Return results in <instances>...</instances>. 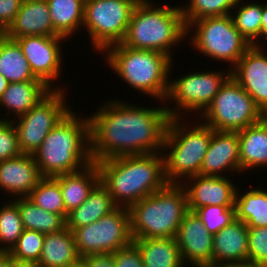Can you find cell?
Here are the masks:
<instances>
[{"label":"cell","instance_id":"obj_1","mask_svg":"<svg viewBox=\"0 0 267 267\" xmlns=\"http://www.w3.org/2000/svg\"><path fill=\"white\" fill-rule=\"evenodd\" d=\"M112 100L88 117L92 162L163 151L170 119L166 105L146 108Z\"/></svg>","mask_w":267,"mask_h":267},{"label":"cell","instance_id":"obj_2","mask_svg":"<svg viewBox=\"0 0 267 267\" xmlns=\"http://www.w3.org/2000/svg\"><path fill=\"white\" fill-rule=\"evenodd\" d=\"M100 183L118 207L132 204L162 190L167 184L163 153L120 156L96 162Z\"/></svg>","mask_w":267,"mask_h":267},{"label":"cell","instance_id":"obj_3","mask_svg":"<svg viewBox=\"0 0 267 267\" xmlns=\"http://www.w3.org/2000/svg\"><path fill=\"white\" fill-rule=\"evenodd\" d=\"M77 116L71 110L33 154L42 177L76 172L92 162L89 118Z\"/></svg>","mask_w":267,"mask_h":267},{"label":"cell","instance_id":"obj_4","mask_svg":"<svg viewBox=\"0 0 267 267\" xmlns=\"http://www.w3.org/2000/svg\"><path fill=\"white\" fill-rule=\"evenodd\" d=\"M160 6L150 0H140L132 12L122 44L162 52L172 59V46L187 38V27L180 7Z\"/></svg>","mask_w":267,"mask_h":267},{"label":"cell","instance_id":"obj_5","mask_svg":"<svg viewBox=\"0 0 267 267\" xmlns=\"http://www.w3.org/2000/svg\"><path fill=\"white\" fill-rule=\"evenodd\" d=\"M104 52L108 66L129 86L167 104L169 71L174 62L169 56L153 50L134 49L122 43Z\"/></svg>","mask_w":267,"mask_h":267},{"label":"cell","instance_id":"obj_6","mask_svg":"<svg viewBox=\"0 0 267 267\" xmlns=\"http://www.w3.org/2000/svg\"><path fill=\"white\" fill-rule=\"evenodd\" d=\"M128 209L132 239L173 238L188 212L187 193L181 184H167Z\"/></svg>","mask_w":267,"mask_h":267},{"label":"cell","instance_id":"obj_7","mask_svg":"<svg viewBox=\"0 0 267 267\" xmlns=\"http://www.w3.org/2000/svg\"><path fill=\"white\" fill-rule=\"evenodd\" d=\"M180 120L184 119H169L163 142L164 174L168 184H181L185 177L200 175L212 136V128L202 121L191 126ZM165 149H169L166 154Z\"/></svg>","mask_w":267,"mask_h":267},{"label":"cell","instance_id":"obj_8","mask_svg":"<svg viewBox=\"0 0 267 267\" xmlns=\"http://www.w3.org/2000/svg\"><path fill=\"white\" fill-rule=\"evenodd\" d=\"M198 116L213 130L238 132L259 122L265 115L252 97L230 76L211 104Z\"/></svg>","mask_w":267,"mask_h":267},{"label":"cell","instance_id":"obj_9","mask_svg":"<svg viewBox=\"0 0 267 267\" xmlns=\"http://www.w3.org/2000/svg\"><path fill=\"white\" fill-rule=\"evenodd\" d=\"M194 28L191 44L212 60L226 61L234 67L251 47L235 27L231 14L195 20L187 26V36Z\"/></svg>","mask_w":267,"mask_h":267},{"label":"cell","instance_id":"obj_10","mask_svg":"<svg viewBox=\"0 0 267 267\" xmlns=\"http://www.w3.org/2000/svg\"><path fill=\"white\" fill-rule=\"evenodd\" d=\"M140 0H85L84 22L92 47L104 51L125 38L132 12Z\"/></svg>","mask_w":267,"mask_h":267},{"label":"cell","instance_id":"obj_11","mask_svg":"<svg viewBox=\"0 0 267 267\" xmlns=\"http://www.w3.org/2000/svg\"><path fill=\"white\" fill-rule=\"evenodd\" d=\"M80 258L93 254L114 253L132 242L130 213L117 207L96 222L72 231Z\"/></svg>","mask_w":267,"mask_h":267},{"label":"cell","instance_id":"obj_12","mask_svg":"<svg viewBox=\"0 0 267 267\" xmlns=\"http://www.w3.org/2000/svg\"><path fill=\"white\" fill-rule=\"evenodd\" d=\"M59 87L17 120H10L22 154L33 155L49 132L71 111L65 101V89Z\"/></svg>","mask_w":267,"mask_h":267},{"label":"cell","instance_id":"obj_13","mask_svg":"<svg viewBox=\"0 0 267 267\" xmlns=\"http://www.w3.org/2000/svg\"><path fill=\"white\" fill-rule=\"evenodd\" d=\"M227 71H205L183 75L177 80L169 81V89L166 100H174L175 108L166 107L170 118L183 117L186 112L195 111L198 114L204 112L211 104L222 85L231 76V70ZM226 72V73H225ZM175 109V110H174ZM188 110V111H187ZM181 113L183 115H181ZM180 115V116H179Z\"/></svg>","mask_w":267,"mask_h":267},{"label":"cell","instance_id":"obj_14","mask_svg":"<svg viewBox=\"0 0 267 267\" xmlns=\"http://www.w3.org/2000/svg\"><path fill=\"white\" fill-rule=\"evenodd\" d=\"M64 39L66 40L62 36H25L15 38L34 76L52 90H55L52 83L62 73V46L59 45Z\"/></svg>","mask_w":267,"mask_h":267},{"label":"cell","instance_id":"obj_15","mask_svg":"<svg viewBox=\"0 0 267 267\" xmlns=\"http://www.w3.org/2000/svg\"><path fill=\"white\" fill-rule=\"evenodd\" d=\"M265 44L251 46L230 70L233 79L267 116V53L262 48Z\"/></svg>","mask_w":267,"mask_h":267},{"label":"cell","instance_id":"obj_16","mask_svg":"<svg viewBox=\"0 0 267 267\" xmlns=\"http://www.w3.org/2000/svg\"><path fill=\"white\" fill-rule=\"evenodd\" d=\"M175 239L184 265L212 267L213 235L195 212L184 215Z\"/></svg>","mask_w":267,"mask_h":267},{"label":"cell","instance_id":"obj_17","mask_svg":"<svg viewBox=\"0 0 267 267\" xmlns=\"http://www.w3.org/2000/svg\"><path fill=\"white\" fill-rule=\"evenodd\" d=\"M186 181H182L181 185L187 193L188 211L195 212L204 206L235 207L238 187L226 176L196 175Z\"/></svg>","mask_w":267,"mask_h":267},{"label":"cell","instance_id":"obj_18","mask_svg":"<svg viewBox=\"0 0 267 267\" xmlns=\"http://www.w3.org/2000/svg\"><path fill=\"white\" fill-rule=\"evenodd\" d=\"M237 132L216 131L203 158L200 175L223 176L222 171L240 172V149ZM222 174V175H221Z\"/></svg>","mask_w":267,"mask_h":267},{"label":"cell","instance_id":"obj_19","mask_svg":"<svg viewBox=\"0 0 267 267\" xmlns=\"http://www.w3.org/2000/svg\"><path fill=\"white\" fill-rule=\"evenodd\" d=\"M42 178L34 157L22 154L0 162V189L10 196L28 197ZM12 194V195H11Z\"/></svg>","mask_w":267,"mask_h":267},{"label":"cell","instance_id":"obj_20","mask_svg":"<svg viewBox=\"0 0 267 267\" xmlns=\"http://www.w3.org/2000/svg\"><path fill=\"white\" fill-rule=\"evenodd\" d=\"M11 39L25 36H54L46 0H23L16 17L5 30Z\"/></svg>","mask_w":267,"mask_h":267},{"label":"cell","instance_id":"obj_21","mask_svg":"<svg viewBox=\"0 0 267 267\" xmlns=\"http://www.w3.org/2000/svg\"><path fill=\"white\" fill-rule=\"evenodd\" d=\"M248 261V227L234 220L213 235L212 267Z\"/></svg>","mask_w":267,"mask_h":267},{"label":"cell","instance_id":"obj_22","mask_svg":"<svg viewBox=\"0 0 267 267\" xmlns=\"http://www.w3.org/2000/svg\"><path fill=\"white\" fill-rule=\"evenodd\" d=\"M60 185L66 213H70L87 199L89 193L100 182L96 162H91L79 171L54 177Z\"/></svg>","mask_w":267,"mask_h":267},{"label":"cell","instance_id":"obj_23","mask_svg":"<svg viewBox=\"0 0 267 267\" xmlns=\"http://www.w3.org/2000/svg\"><path fill=\"white\" fill-rule=\"evenodd\" d=\"M51 91L52 89L42 81L9 83L0 99V106L2 105L8 111L5 112V119L1 118L0 121H10L6 117L12 112L17 115L16 118H19L37 105Z\"/></svg>","mask_w":267,"mask_h":267},{"label":"cell","instance_id":"obj_24","mask_svg":"<svg viewBox=\"0 0 267 267\" xmlns=\"http://www.w3.org/2000/svg\"><path fill=\"white\" fill-rule=\"evenodd\" d=\"M237 133L240 147V172L267 166V116Z\"/></svg>","mask_w":267,"mask_h":267},{"label":"cell","instance_id":"obj_25","mask_svg":"<svg viewBox=\"0 0 267 267\" xmlns=\"http://www.w3.org/2000/svg\"><path fill=\"white\" fill-rule=\"evenodd\" d=\"M117 207L108 190L99 182L89 193L85 202L68 213L66 227L73 231L89 225L110 214Z\"/></svg>","mask_w":267,"mask_h":267},{"label":"cell","instance_id":"obj_26","mask_svg":"<svg viewBox=\"0 0 267 267\" xmlns=\"http://www.w3.org/2000/svg\"><path fill=\"white\" fill-rule=\"evenodd\" d=\"M80 259L73 233L67 227L58 232L45 234L38 261L41 267H70Z\"/></svg>","mask_w":267,"mask_h":267},{"label":"cell","instance_id":"obj_27","mask_svg":"<svg viewBox=\"0 0 267 267\" xmlns=\"http://www.w3.org/2000/svg\"><path fill=\"white\" fill-rule=\"evenodd\" d=\"M138 247L144 267H185L173 238L132 239Z\"/></svg>","mask_w":267,"mask_h":267},{"label":"cell","instance_id":"obj_28","mask_svg":"<svg viewBox=\"0 0 267 267\" xmlns=\"http://www.w3.org/2000/svg\"><path fill=\"white\" fill-rule=\"evenodd\" d=\"M54 27V36L68 38L84 22L85 0H46Z\"/></svg>","mask_w":267,"mask_h":267},{"label":"cell","instance_id":"obj_29","mask_svg":"<svg viewBox=\"0 0 267 267\" xmlns=\"http://www.w3.org/2000/svg\"><path fill=\"white\" fill-rule=\"evenodd\" d=\"M0 74L9 83L41 81L31 71L18 42L6 36L0 38Z\"/></svg>","mask_w":267,"mask_h":267},{"label":"cell","instance_id":"obj_30","mask_svg":"<svg viewBox=\"0 0 267 267\" xmlns=\"http://www.w3.org/2000/svg\"><path fill=\"white\" fill-rule=\"evenodd\" d=\"M18 207L24 229L44 234L54 233L66 228V218L36 206L27 197L12 200Z\"/></svg>","mask_w":267,"mask_h":267},{"label":"cell","instance_id":"obj_31","mask_svg":"<svg viewBox=\"0 0 267 267\" xmlns=\"http://www.w3.org/2000/svg\"><path fill=\"white\" fill-rule=\"evenodd\" d=\"M236 219L247 227H267V191L261 188L247 190L243 195L236 191Z\"/></svg>","mask_w":267,"mask_h":267},{"label":"cell","instance_id":"obj_32","mask_svg":"<svg viewBox=\"0 0 267 267\" xmlns=\"http://www.w3.org/2000/svg\"><path fill=\"white\" fill-rule=\"evenodd\" d=\"M262 8L263 4L239 2L236 13L231 14L235 27L251 46L261 43L256 39L261 38Z\"/></svg>","mask_w":267,"mask_h":267},{"label":"cell","instance_id":"obj_33","mask_svg":"<svg viewBox=\"0 0 267 267\" xmlns=\"http://www.w3.org/2000/svg\"><path fill=\"white\" fill-rule=\"evenodd\" d=\"M27 198L45 211L67 218L60 185L54 177H42Z\"/></svg>","mask_w":267,"mask_h":267},{"label":"cell","instance_id":"obj_34","mask_svg":"<svg viewBox=\"0 0 267 267\" xmlns=\"http://www.w3.org/2000/svg\"><path fill=\"white\" fill-rule=\"evenodd\" d=\"M241 0H190L181 8L186 27L193 21L206 17H220L232 14Z\"/></svg>","mask_w":267,"mask_h":267},{"label":"cell","instance_id":"obj_35","mask_svg":"<svg viewBox=\"0 0 267 267\" xmlns=\"http://www.w3.org/2000/svg\"><path fill=\"white\" fill-rule=\"evenodd\" d=\"M24 230L17 205L13 201L3 203L0 207V252H9Z\"/></svg>","mask_w":267,"mask_h":267},{"label":"cell","instance_id":"obj_36","mask_svg":"<svg viewBox=\"0 0 267 267\" xmlns=\"http://www.w3.org/2000/svg\"><path fill=\"white\" fill-rule=\"evenodd\" d=\"M45 234L25 229L8 252L14 260L37 262L40 259Z\"/></svg>","mask_w":267,"mask_h":267},{"label":"cell","instance_id":"obj_37","mask_svg":"<svg viewBox=\"0 0 267 267\" xmlns=\"http://www.w3.org/2000/svg\"><path fill=\"white\" fill-rule=\"evenodd\" d=\"M195 214L198 215L204 226L212 235H215L236 220L235 207L204 206L198 208Z\"/></svg>","mask_w":267,"mask_h":267},{"label":"cell","instance_id":"obj_38","mask_svg":"<svg viewBox=\"0 0 267 267\" xmlns=\"http://www.w3.org/2000/svg\"><path fill=\"white\" fill-rule=\"evenodd\" d=\"M248 262L267 267V227H248Z\"/></svg>","mask_w":267,"mask_h":267},{"label":"cell","instance_id":"obj_39","mask_svg":"<svg viewBox=\"0 0 267 267\" xmlns=\"http://www.w3.org/2000/svg\"><path fill=\"white\" fill-rule=\"evenodd\" d=\"M22 155L17 132L11 121H0V162Z\"/></svg>","mask_w":267,"mask_h":267},{"label":"cell","instance_id":"obj_40","mask_svg":"<svg viewBox=\"0 0 267 267\" xmlns=\"http://www.w3.org/2000/svg\"><path fill=\"white\" fill-rule=\"evenodd\" d=\"M115 267H144L138 247L131 242L113 253Z\"/></svg>","mask_w":267,"mask_h":267},{"label":"cell","instance_id":"obj_41","mask_svg":"<svg viewBox=\"0 0 267 267\" xmlns=\"http://www.w3.org/2000/svg\"><path fill=\"white\" fill-rule=\"evenodd\" d=\"M23 0H0V25L6 30L13 22Z\"/></svg>","mask_w":267,"mask_h":267},{"label":"cell","instance_id":"obj_42","mask_svg":"<svg viewBox=\"0 0 267 267\" xmlns=\"http://www.w3.org/2000/svg\"><path fill=\"white\" fill-rule=\"evenodd\" d=\"M81 260L86 267H115L113 253L88 255Z\"/></svg>","mask_w":267,"mask_h":267},{"label":"cell","instance_id":"obj_43","mask_svg":"<svg viewBox=\"0 0 267 267\" xmlns=\"http://www.w3.org/2000/svg\"><path fill=\"white\" fill-rule=\"evenodd\" d=\"M267 41V4L265 3L262 8V22H261V39Z\"/></svg>","mask_w":267,"mask_h":267},{"label":"cell","instance_id":"obj_44","mask_svg":"<svg viewBox=\"0 0 267 267\" xmlns=\"http://www.w3.org/2000/svg\"><path fill=\"white\" fill-rule=\"evenodd\" d=\"M0 267H12V257L8 252H0Z\"/></svg>","mask_w":267,"mask_h":267},{"label":"cell","instance_id":"obj_45","mask_svg":"<svg viewBox=\"0 0 267 267\" xmlns=\"http://www.w3.org/2000/svg\"><path fill=\"white\" fill-rule=\"evenodd\" d=\"M12 267H41L37 262L20 261L12 258Z\"/></svg>","mask_w":267,"mask_h":267},{"label":"cell","instance_id":"obj_46","mask_svg":"<svg viewBox=\"0 0 267 267\" xmlns=\"http://www.w3.org/2000/svg\"><path fill=\"white\" fill-rule=\"evenodd\" d=\"M214 267H259L257 265H254L251 262H241V263H229V264H223V265H218Z\"/></svg>","mask_w":267,"mask_h":267},{"label":"cell","instance_id":"obj_47","mask_svg":"<svg viewBox=\"0 0 267 267\" xmlns=\"http://www.w3.org/2000/svg\"><path fill=\"white\" fill-rule=\"evenodd\" d=\"M8 85L9 81L3 75L0 74V99L2 98L3 93L7 89Z\"/></svg>","mask_w":267,"mask_h":267},{"label":"cell","instance_id":"obj_48","mask_svg":"<svg viewBox=\"0 0 267 267\" xmlns=\"http://www.w3.org/2000/svg\"><path fill=\"white\" fill-rule=\"evenodd\" d=\"M70 267H86V266L84 262L80 259L76 264H73Z\"/></svg>","mask_w":267,"mask_h":267},{"label":"cell","instance_id":"obj_49","mask_svg":"<svg viewBox=\"0 0 267 267\" xmlns=\"http://www.w3.org/2000/svg\"><path fill=\"white\" fill-rule=\"evenodd\" d=\"M5 36V30L0 25V38H3Z\"/></svg>","mask_w":267,"mask_h":267}]
</instances>
